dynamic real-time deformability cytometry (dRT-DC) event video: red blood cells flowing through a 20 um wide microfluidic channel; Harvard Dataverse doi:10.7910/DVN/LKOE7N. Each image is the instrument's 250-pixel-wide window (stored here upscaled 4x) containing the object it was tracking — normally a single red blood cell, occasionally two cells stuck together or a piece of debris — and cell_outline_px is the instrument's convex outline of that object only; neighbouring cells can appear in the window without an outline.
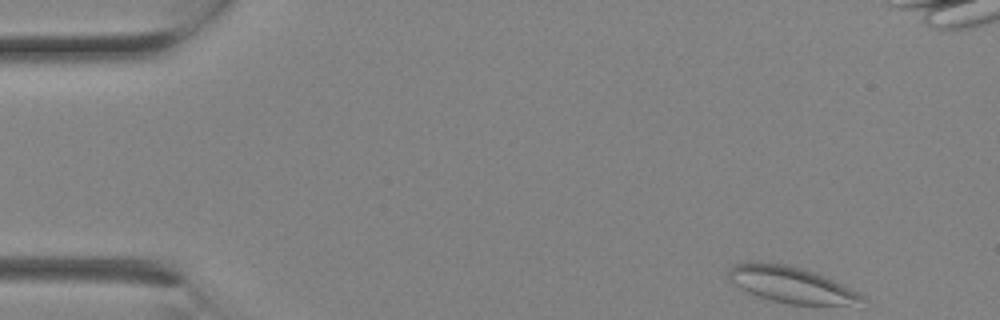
{"species": "Egyptian fruit bat (a non-hibernating species)", "species_latin": "Rousettus aegyptiacus", "temperature_condition": "room temperature", "stored_images_in_passage": 3, "camera_frame_rate_fps": 3000, "um_per_image_px": 0.085, "animal": {"sex": "female"}, "frame": {"image": 1, "passage_image": 1, "time_ms": 0.0, "image_size_px": [1000, 320], "cell_outline_px": [[868, 300], [844, 304], [788, 304], [772, 300], [748, 292], [740, 288], [728, 280], [728, 272], [736, 264], [748, 260], [756, 260], [788, 264], [804, 268], [824, 276], [860, 292]], "centroid_in_image_um": [67.2, 24.15], "position_along_channel_um": 17.8, "area_um2": 28.15}}